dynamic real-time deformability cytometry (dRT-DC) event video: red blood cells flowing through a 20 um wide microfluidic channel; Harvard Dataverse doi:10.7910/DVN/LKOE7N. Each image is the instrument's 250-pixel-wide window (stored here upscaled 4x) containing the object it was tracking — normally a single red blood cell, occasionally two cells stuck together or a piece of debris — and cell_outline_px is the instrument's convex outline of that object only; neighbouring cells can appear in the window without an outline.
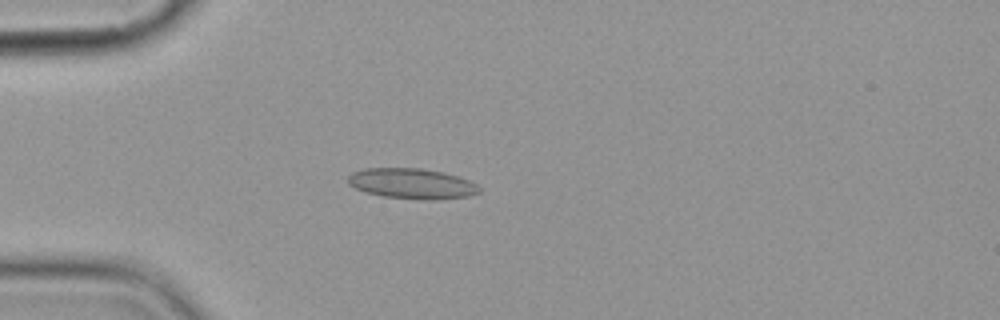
{"species": "common noctule bat (a hibernating species)", "species_latin": "Nyctalus noctula", "temperature_condition": "cold", "stored_images_in_passage": 6, "camera_frame_rate_fps": 3000, "um_per_image_px": 0.085, "animal": {"sex": "female", "body_mass_g": 19.9}, "frame": {"image": 1, "passage_image": 5, "time_ms": 5.0, "image_size_px": [1000, 320], "cell_outline_px": [[480, 192], [468, 196], [436, 200], [424, 200], [384, 196], [368, 192], [356, 188], [348, 184], [348, 176], [352, 172], [364, 168], [420, 168], [444, 172], [460, 176], [476, 184], [480, 188]], "centroid_in_image_um": [35.04, 15.6], "position_along_channel_um": 50.0, "area_um2": 23.29}}